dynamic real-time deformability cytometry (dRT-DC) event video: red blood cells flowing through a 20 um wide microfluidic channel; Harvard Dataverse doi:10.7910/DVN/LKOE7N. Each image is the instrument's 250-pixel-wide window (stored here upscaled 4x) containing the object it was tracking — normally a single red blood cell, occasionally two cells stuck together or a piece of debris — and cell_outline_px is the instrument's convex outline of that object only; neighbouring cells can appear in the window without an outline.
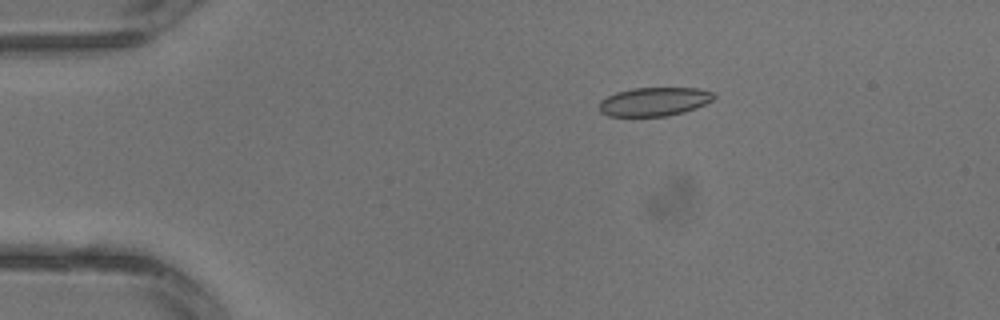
{"species": "common noctule bat (a hibernating species)", "species_latin": "Nyctalus noctula", "temperature_condition": "warm", "stored_images_in_passage": 3, "camera_frame_rate_fps": 3000, "um_per_image_px": 0.085, "animal": {"sex": "male", "body_mass_g": 13.3}, "frame": {"image": 1, "passage_image": 2, "time_ms": 0.333, "image_size_px": [1000, 320], "cell_outline_px": [[716, 96], [712, 100], [696, 108], [684, 112], [668, 116], [608, 116], [600, 112], [600, 100], [616, 92], [632, 88], [696, 88], [712, 92]], "centroid_in_image_um": [55.6, 8.64], "position_along_channel_um": 29.4, "area_um2": 19.13}}